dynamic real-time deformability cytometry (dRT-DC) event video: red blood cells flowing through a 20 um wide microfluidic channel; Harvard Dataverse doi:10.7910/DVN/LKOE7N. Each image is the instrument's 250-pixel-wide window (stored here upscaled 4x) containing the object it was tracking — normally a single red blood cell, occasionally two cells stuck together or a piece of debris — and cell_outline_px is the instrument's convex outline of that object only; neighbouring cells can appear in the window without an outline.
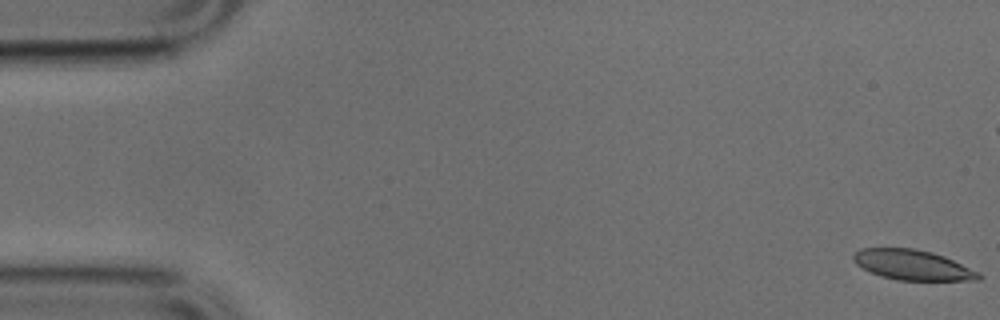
{"species": "common noctule bat (a hibernating species)", "species_latin": "Nyctalus noctula", "temperature_condition": "cold", "stored_images_in_passage": 16, "camera_frame_rate_fps": 3000, "um_per_image_px": 0.085, "animal": {"sex": "male", "body_mass_g": 17.9, "forearm_length_mm": 54.2}, "frame": {"image": 1, "passage_image": 1, "time_ms": 0.0, "image_size_px": [1000, 320], "cell_outline_px": [[984, 276], [980, 280], [896, 280], [880, 276], [856, 264], [852, 256], [860, 248], [912, 248], [932, 252], [944, 256], [980, 272]], "centroid_in_image_um": [77.6, 22.52], "position_along_channel_um": 7.4, "area_um2": 21.96}}